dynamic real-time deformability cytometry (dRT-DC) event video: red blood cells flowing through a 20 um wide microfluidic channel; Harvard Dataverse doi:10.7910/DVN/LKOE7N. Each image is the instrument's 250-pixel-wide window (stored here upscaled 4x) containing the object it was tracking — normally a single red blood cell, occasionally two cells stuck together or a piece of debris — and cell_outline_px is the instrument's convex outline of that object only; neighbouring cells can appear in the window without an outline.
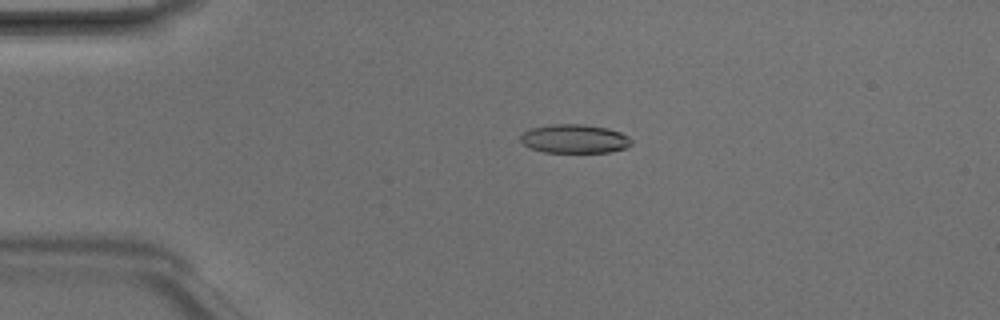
{"species": "Egyptian fruit bat (a non-hibernating species)", "species_latin": "Rousettus aegyptiacus", "temperature_condition": "room temperature", "stored_images_in_passage": 5, "camera_frame_rate_fps": 3000, "um_per_image_px": 0.085, "animal": {"sex": "male"}, "frame": {"image": 1, "passage_image": 3, "time_ms": 0.667, "image_size_px": [1000, 320], "cell_outline_px": [[632, 144], [624, 148], [612, 152], [544, 152], [528, 148], [520, 140], [520, 136], [524, 132], [532, 128], [552, 124], [584, 124], [608, 128], [620, 132], [628, 136], [632, 140]], "centroid_in_image_um": [48.84, 11.8], "position_along_channel_um": 36.2, "area_um2": 18.67}}